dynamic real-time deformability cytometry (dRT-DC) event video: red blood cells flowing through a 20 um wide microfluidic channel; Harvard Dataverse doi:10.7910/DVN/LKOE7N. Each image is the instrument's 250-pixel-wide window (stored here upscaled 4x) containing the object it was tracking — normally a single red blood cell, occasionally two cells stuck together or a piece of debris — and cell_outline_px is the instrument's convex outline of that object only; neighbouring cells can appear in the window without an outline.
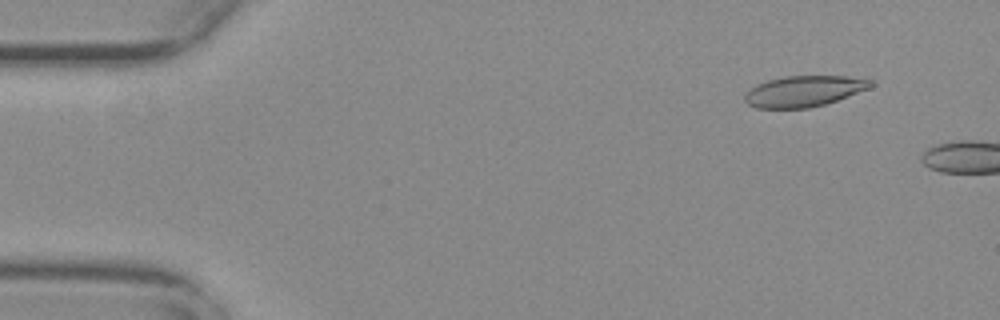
{"species": "common noctule bat (a hibernating species)", "species_latin": "Nyctalus noctula", "temperature_condition": "warm", "stored_images_in_passage": 8, "camera_frame_rate_fps": 3000, "um_per_image_px": 0.085, "animal": {"sex": "female", "body_mass_g": 29.2, "forearm_length_mm": 56.3}, "frame": {"image": 1, "passage_image": 5, "time_ms": 1.333, "image_size_px": [1000, 320], "cell_outline_px": [[876, 84], [868, 88], [836, 100], [824, 104], [808, 108], [756, 108], [748, 104], [744, 100], [744, 96], [756, 84], [768, 80], [784, 76], [848, 76], [876, 80]], "centroid_in_image_um": [68.35, 7.74], "position_along_channel_um": 16.6, "area_um2": 22.6}}